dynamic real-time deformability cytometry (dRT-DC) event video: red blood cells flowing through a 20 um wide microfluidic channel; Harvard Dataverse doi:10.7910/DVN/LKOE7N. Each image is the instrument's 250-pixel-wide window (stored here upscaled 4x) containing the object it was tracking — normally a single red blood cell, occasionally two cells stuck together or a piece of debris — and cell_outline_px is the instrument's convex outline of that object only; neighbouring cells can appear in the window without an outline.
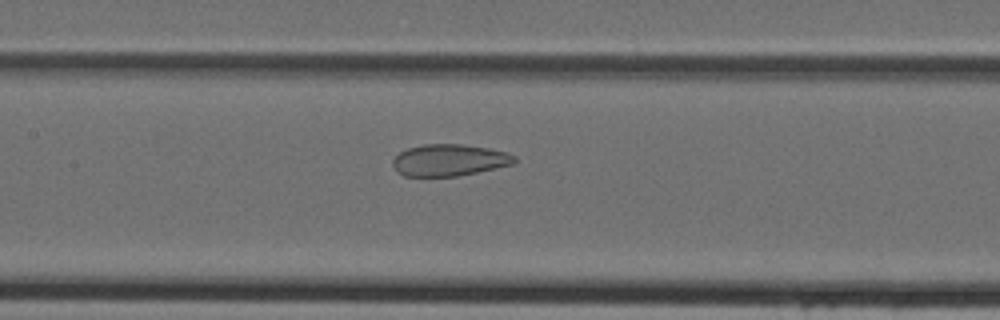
{"species": "Egyptian fruit bat (a non-hibernating species)", "species_latin": "Rousettus aegyptiacus", "temperature_condition": "cold", "stored_images_in_passage": 42, "camera_frame_rate_fps": 3000, "um_per_image_px": 0.085, "animal": {"sex": "female"}, "frame": {"image": 1, "passage_image": 22, "time_ms": 7.0, "image_size_px": [1000, 320], "cell_outline_px": [[516, 160], [512, 164], [476, 172], [456, 176], [404, 176], [396, 172], [392, 164], [392, 160], [400, 152], [408, 148], [424, 144], [460, 144], [488, 148], [504, 152], [516, 156]], "centroid_in_image_um": [38.14, 13.61], "position_along_channel_um": 169.3, "area_um2": 22.31}}
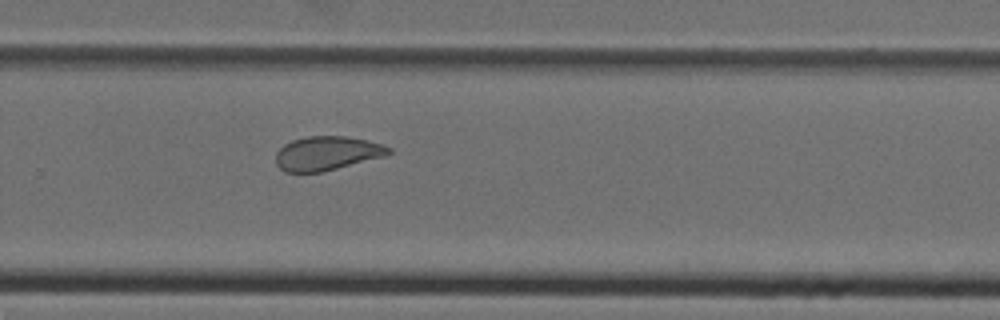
{"frame": {"image": 2, "passage_image": 31, "time_ms": 10.0, "image_size_px": [1000, 320], "cell_outline_px": [[392, 152], [384, 156], [320, 172], [284, 172], [276, 164], [276, 152], [284, 144], [292, 140], [308, 136], [344, 136], [364, 140], [380, 144], [392, 148]], "centroid_in_image_um": [27.75, 13.03], "position_along_channel_um": 302.1, "area_um2": 22.08}}
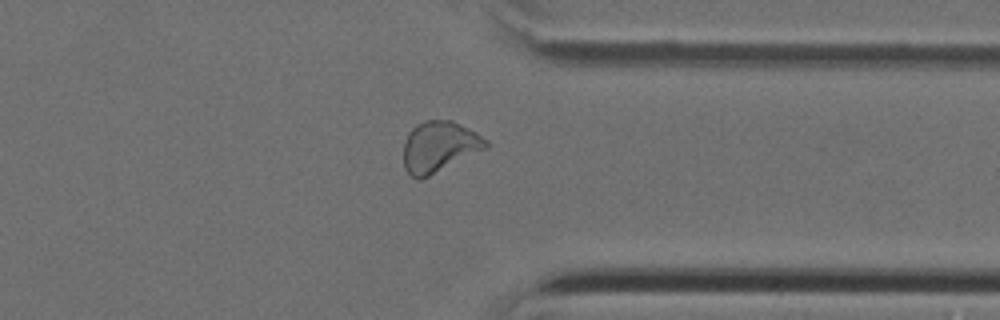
{"frame": {"image": 3, "passage_image": 36, "time_ms": 11.667, "image_size_px": [1000, 320], "cell_outline_px": [[488, 148], [420, 180], [416, 180], [404, 168], [404, 140], [408, 132], [416, 124], [424, 120], [452, 120], [476, 132], [488, 140]], "centroid_in_image_um": [37.33, 12.46], "position_along_channel_um": 374.1, "area_um2": 24.57}}